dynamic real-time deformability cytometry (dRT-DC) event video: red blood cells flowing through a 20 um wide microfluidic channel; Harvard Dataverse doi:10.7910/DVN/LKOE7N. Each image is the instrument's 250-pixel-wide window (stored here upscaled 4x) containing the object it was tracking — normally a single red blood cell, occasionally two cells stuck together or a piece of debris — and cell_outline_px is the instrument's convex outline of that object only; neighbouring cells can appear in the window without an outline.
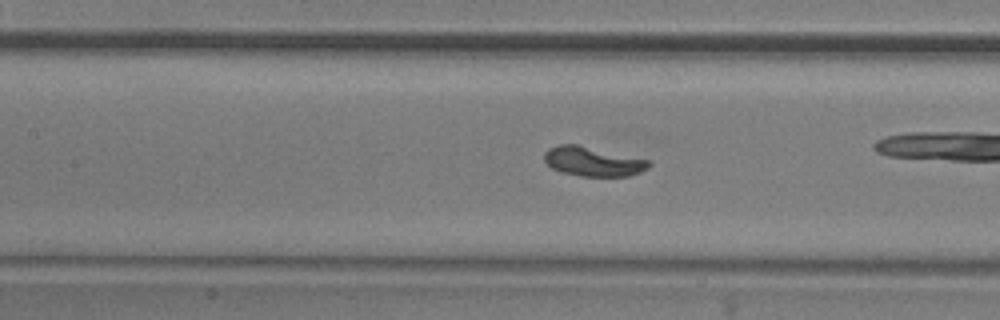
{"species": "common noctule bat (a hibernating species)", "species_latin": "Nyctalus noctula", "temperature_condition": "room temperature", "stored_images_in_passage": 40, "camera_frame_rate_fps": 3000, "um_per_image_px": 0.085, "animal": {"sex": "male", "body_mass_g": 20.5, "forearm_length_mm": 52.5}, "frame": {"image": 1, "passage_image": 23, "time_ms": 7.333, "image_size_px": [1000, 320], "cell_outline_px": [[652, 164], [648, 168], [640, 172], [628, 176], [580, 176], [560, 172], [552, 168], [544, 160], [544, 152], [548, 148], [560, 144], [576, 144], [652, 160]], "centroid_in_image_um": [50.42, 13.72], "position_along_channel_um": 157.0, "area_um2": 18.09}}